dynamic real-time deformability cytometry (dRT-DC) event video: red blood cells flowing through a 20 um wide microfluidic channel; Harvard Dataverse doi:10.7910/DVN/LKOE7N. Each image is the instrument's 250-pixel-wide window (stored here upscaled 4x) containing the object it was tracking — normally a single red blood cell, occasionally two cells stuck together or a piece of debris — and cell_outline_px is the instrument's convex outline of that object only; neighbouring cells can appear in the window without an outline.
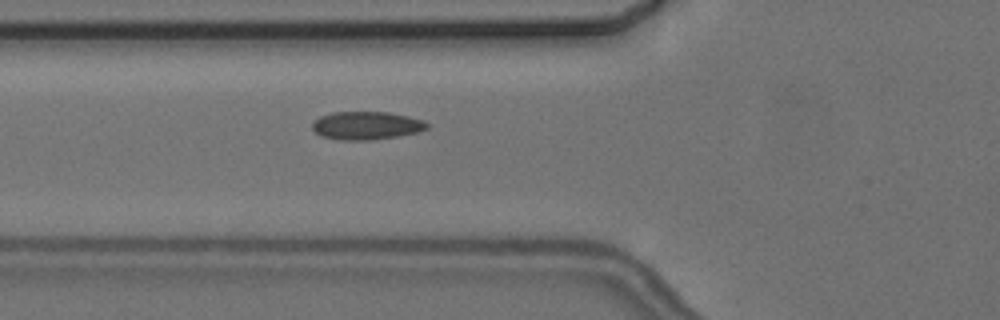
{"species": "common noctule bat (a hibernating species)", "species_latin": "Nyctalus noctula", "temperature_condition": "cold", "stored_images_in_passage": 6, "camera_frame_rate_fps": 3000, "um_per_image_px": 0.085, "animal": {"sex": "female", "body_mass_g": 24.6, "forearm_length_mm": 56.2}, "frame": {"image": 1, "passage_image": 6, "time_ms": 6.667, "image_size_px": [1000, 320], "cell_outline_px": [[428, 128], [416, 132], [400, 136], [372, 140], [340, 140], [320, 136], [312, 128], [312, 120], [320, 116], [332, 112], [388, 112], [408, 116], [424, 120], [428, 124]], "centroid_in_image_um": [31.12, 10.67], "position_along_channel_um": 94.7, "area_um2": 18.96}}